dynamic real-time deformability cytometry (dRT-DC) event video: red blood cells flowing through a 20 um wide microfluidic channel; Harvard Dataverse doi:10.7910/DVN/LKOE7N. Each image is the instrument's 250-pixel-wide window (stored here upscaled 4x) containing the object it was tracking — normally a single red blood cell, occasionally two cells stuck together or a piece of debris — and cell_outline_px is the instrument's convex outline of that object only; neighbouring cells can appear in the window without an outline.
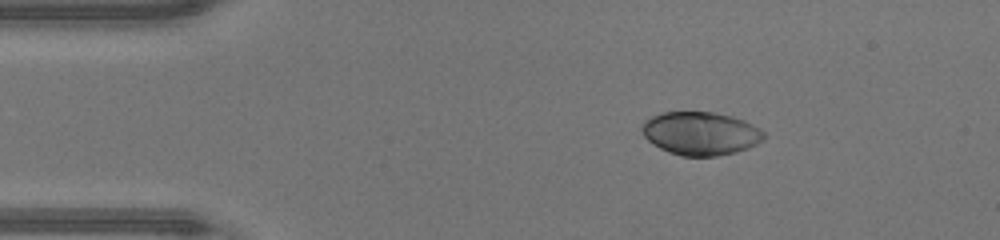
{"species": "human", "species_latin": "Homo sapiens", "temperature_condition": "warm", "stored_images_in_passage": 42, "segment_of_instrument_passage": [1, 2], "camera_frame_rate_fps": 3000, "um_per_image_px": 0.085, "donor": {"sex": "male"}, "frame": {"image": 1, "passage_image": 1, "time_ms": 0.0, "image_size_px": [1000, 240], "cell_outline_px": [[740, 148], [728, 152], [708, 156], [684, 156], [672, 152], [656, 144], [644, 132], [644, 128], [648, 120], [656, 116], [668, 112], [708, 112], [724, 116], [736, 120], [740, 124]], "centroid_in_image_um": [59.03, 11.32], "position_along_channel_um": 26.0, "area_um2": 25.14}}
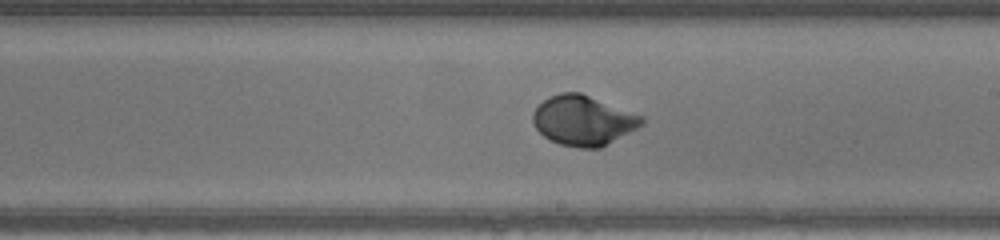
{"frame": {"image": 2, "passage_image": 20, "time_ms": 6.333, "image_size_px": [1000, 240], "cell_outline_px": [[640, 120], [632, 128], [604, 144], [592, 148], [564, 144], [552, 140], [540, 132], [536, 128], [536, 108], [544, 100], [552, 96], [568, 92], [576, 92]], "centroid_in_image_um": [49.37, 10.25], "position_along_channel_um": 239.6, "area_um2": 27.86}}
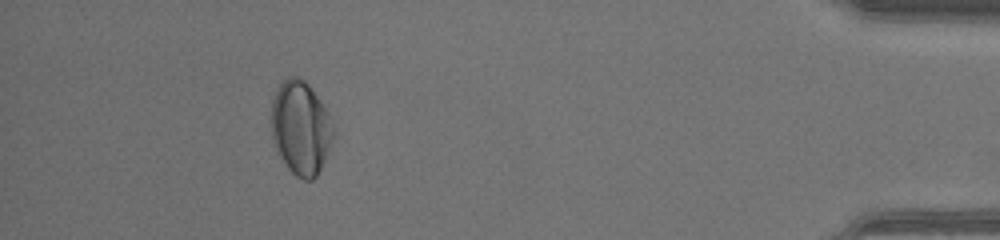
{"frame": {"image": 3, "passage_image": 36, "time_ms": 11.667, "image_size_px": [1000, 240], "cell_outline_px": [[320, 164], [316, 172], [308, 180], [300, 176], [288, 164], [280, 148], [276, 136], [276, 100], [280, 92], [288, 84], [296, 80], [300, 80], [312, 92], [316, 100], [320, 152]], "centroid_in_image_um": [25.37, 10.93], "position_along_channel_um": 409.8, "area_um2": 24.39}}